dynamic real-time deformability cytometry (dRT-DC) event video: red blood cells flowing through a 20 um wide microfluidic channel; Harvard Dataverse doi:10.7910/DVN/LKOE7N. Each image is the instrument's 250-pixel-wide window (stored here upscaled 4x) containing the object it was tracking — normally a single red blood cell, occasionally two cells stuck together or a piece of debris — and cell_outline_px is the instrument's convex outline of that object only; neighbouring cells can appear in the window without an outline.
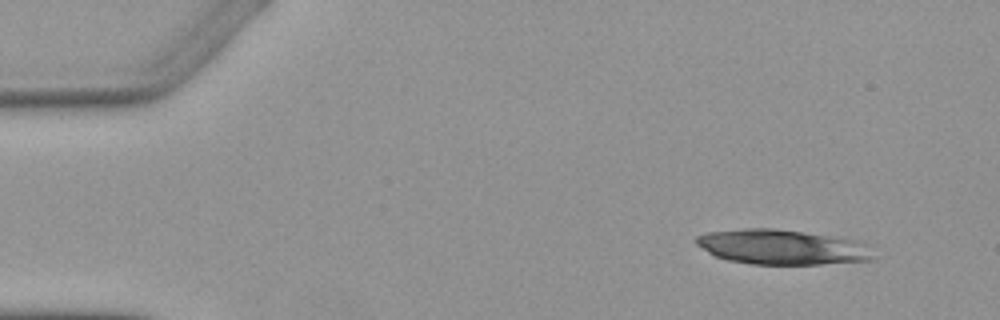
{"species": "Egyptian fruit bat (a non-hibernating species)", "species_latin": "Rousettus aegyptiacus", "temperature_condition": "warm", "stored_images_in_passage": 5, "camera_frame_rate_fps": 3000, "um_per_image_px": 0.085, "animal": {"sex": "female"}, "frame": {"image": 1, "passage_image": 1, "time_ms": 0.0, "image_size_px": [1000, 320], "cell_outline_px": [[872, 260], [820, 264], [752, 264], [728, 260], [716, 256], [708, 252], [696, 244], [696, 236], [708, 232], [744, 228], [776, 228], [860, 240], [864, 244], [872, 256]], "centroid_in_image_um": [66.44, 20.99], "position_along_channel_um": 18.6, "area_um2": 35.84}}